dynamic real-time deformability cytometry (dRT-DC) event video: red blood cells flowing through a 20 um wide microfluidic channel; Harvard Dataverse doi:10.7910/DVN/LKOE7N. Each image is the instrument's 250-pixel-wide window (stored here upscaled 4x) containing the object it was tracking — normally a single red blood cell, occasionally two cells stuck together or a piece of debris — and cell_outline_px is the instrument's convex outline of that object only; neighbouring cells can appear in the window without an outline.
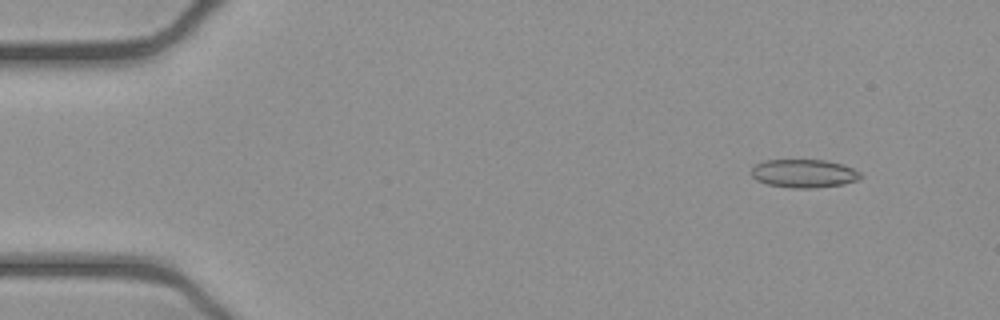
{"species": "common noctule bat (a hibernating species)", "species_latin": "Nyctalus noctula", "temperature_condition": "cold", "stored_images_in_passage": 17, "camera_frame_rate_fps": 3000, "um_per_image_px": 0.085, "animal": {"sex": "female", "body_mass_g": 21.9}, "frame": {"image": 1, "passage_image": 5, "time_ms": 1.333, "image_size_px": [1000, 320], "cell_outline_px": [[864, 176], [860, 180], [844, 184], [816, 188], [792, 188], [768, 184], [756, 180], [752, 176], [752, 168], [756, 164], [764, 160], [824, 160], [840, 164], [852, 168], [860, 172]], "centroid_in_image_um": [68.36, 14.75], "position_along_channel_um": 16.6, "area_um2": 18.09}}
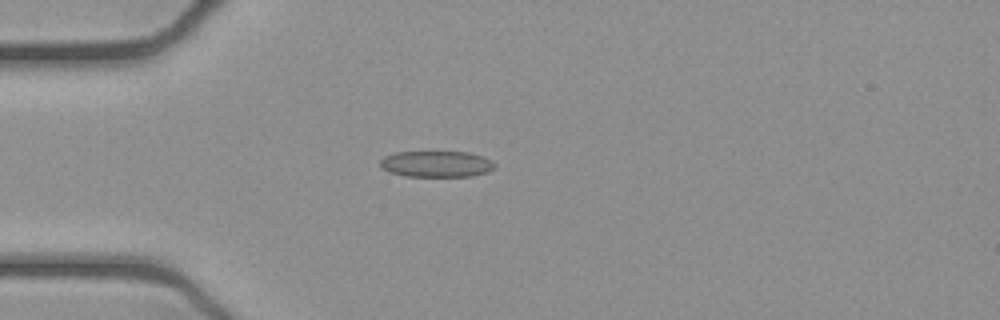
{"frame": {"image": 2, "passage_image": 14, "time_ms": 4.333, "image_size_px": [1000, 320], "cell_outline_px": [[496, 168], [488, 172], [472, 176], [404, 176], [388, 172], [380, 168], [380, 160], [384, 156], [396, 152], [468, 152], [484, 156], [492, 160], [496, 164]], "centroid_in_image_um": [37.11, 13.94], "position_along_channel_um": 47.9, "area_um2": 17.74}}